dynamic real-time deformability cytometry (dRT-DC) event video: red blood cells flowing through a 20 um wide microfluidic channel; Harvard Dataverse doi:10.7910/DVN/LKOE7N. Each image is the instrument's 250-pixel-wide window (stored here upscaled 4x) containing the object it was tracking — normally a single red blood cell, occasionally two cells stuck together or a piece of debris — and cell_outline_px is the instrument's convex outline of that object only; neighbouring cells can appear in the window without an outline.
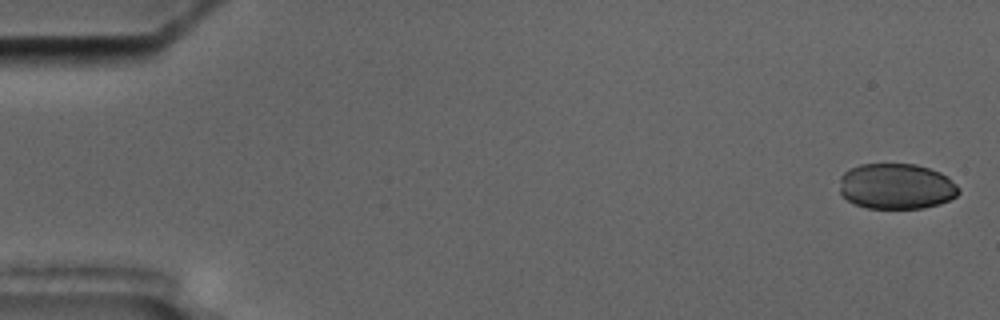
{"species": "common noctule bat (a hibernating species)", "species_latin": "Nyctalus noctula", "temperature_condition": "cold", "stored_images_in_passage": 5, "camera_frame_rate_fps": 3000, "um_per_image_px": 0.085, "animal": {"sex": "male", "body_mass_g": 17.5, "forearm_length_mm": 52.3}, "frame": {"image": 1, "passage_image": 1, "time_ms": 0.0, "image_size_px": [1000, 320], "cell_outline_px": [[960, 192], [956, 196], [940, 204], [924, 208], [868, 208], [856, 204], [848, 200], [840, 192], [840, 176], [848, 168], [860, 164], [916, 164], [940, 172], [948, 176], [960, 188]], "centroid_in_image_um": [76.2, 15.83], "position_along_channel_um": 8.8, "area_um2": 31.91}}